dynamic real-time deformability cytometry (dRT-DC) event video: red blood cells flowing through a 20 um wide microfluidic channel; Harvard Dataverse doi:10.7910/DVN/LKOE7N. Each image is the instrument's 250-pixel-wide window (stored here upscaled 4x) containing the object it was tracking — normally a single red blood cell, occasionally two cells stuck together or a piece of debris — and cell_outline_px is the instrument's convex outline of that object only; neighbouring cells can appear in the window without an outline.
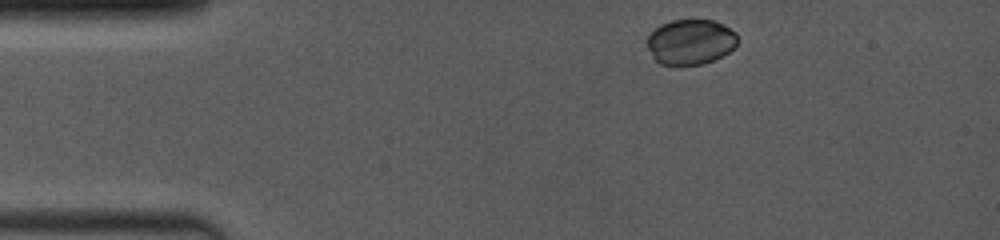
{"species": "common noctule bat (a hibernating species)", "species_latin": "Nyctalus noctula", "temperature_condition": "room temperature", "stored_images_in_passage": 8, "camera_frame_rate_fps": 4000, "um_per_image_px": 0.085, "animal": {"sex": "female", "body_mass_g": 19.0, "forearm_length_mm": 53.3}, "frame": {"image": 1, "passage_image": 1, "time_ms": 0.0, "image_size_px": [1000, 240], "cell_outline_px": [[736, 44], [724, 56], [716, 60], [704, 64], [660, 64], [652, 56], [648, 48], [648, 36], [652, 28], [660, 24], [672, 20], [716, 20], [724, 24], [736, 32]], "centroid_in_image_um": [58.69, 3.54], "position_along_channel_um": 26.3, "area_um2": 23.99}}
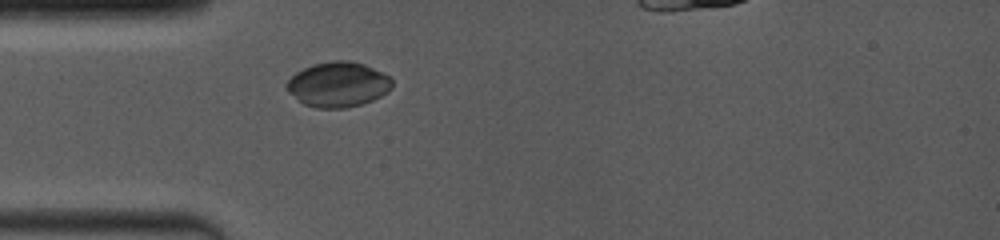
{"frame": {"image": 2, "passage_image": 5, "time_ms": 2.25, "image_size_px": [1000, 240], "cell_outline_px": [[392, 88], [388, 92], [372, 100], [360, 104], [344, 108], [316, 108], [304, 104], [288, 92], [284, 84], [296, 72], [312, 64], [332, 60], [348, 60], [364, 64], [392, 76]], "centroid_in_image_um": [28.74, 7.17], "position_along_channel_um": 56.3, "area_um2": 27.86}}
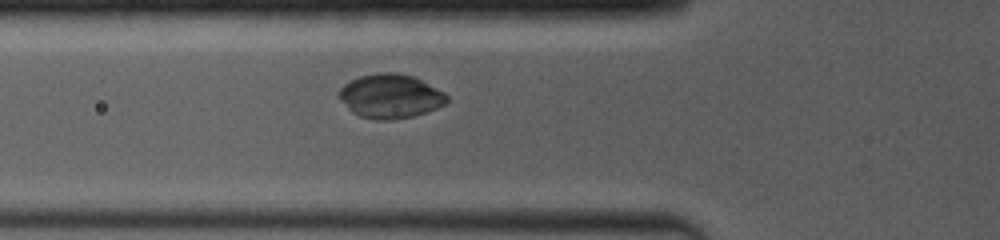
{"frame": {"image": 3, "passage_image": 7, "time_ms": 3.25, "image_size_px": [1000, 240], "cell_outline_px": [[448, 100], [444, 104], [436, 108], [412, 116], [392, 120], [376, 120], [360, 116], [352, 112], [340, 100], [336, 92], [344, 84], [360, 76], [380, 72], [396, 72], [412, 76], [444, 92], [448, 96]], "centroid_in_image_um": [33.14, 8.17], "position_along_channel_um": 92.7, "area_um2": 27.57}}